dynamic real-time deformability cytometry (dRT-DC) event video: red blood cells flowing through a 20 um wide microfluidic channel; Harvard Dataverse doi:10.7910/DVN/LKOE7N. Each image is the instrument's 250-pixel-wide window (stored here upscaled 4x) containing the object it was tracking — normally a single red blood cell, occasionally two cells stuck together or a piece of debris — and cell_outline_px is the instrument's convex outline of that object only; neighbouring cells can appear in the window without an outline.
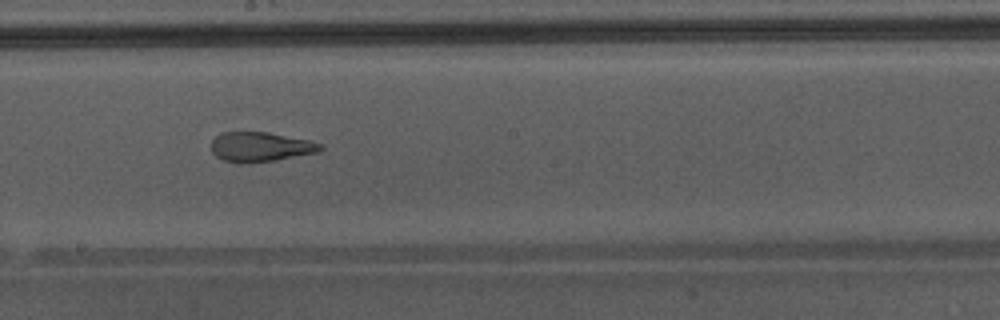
{"species": "Egyptian fruit bat (a non-hibernating species)", "species_latin": "Rousettus aegyptiacus", "temperature_condition": "warm", "stored_images_in_passage": 48, "camera_frame_rate_fps": 3000, "um_per_image_px": 0.085, "animal": {"sex": "male"}, "frame": {"image": 1, "passage_image": 28, "time_ms": 9.0, "image_size_px": [1000, 320], "cell_outline_px": [[324, 148], [320, 152], [276, 160], [248, 164], [244, 164], [224, 160], [216, 156], [212, 152], [212, 140], [216, 136], [224, 132], [268, 132], [308, 140], [320, 144]], "centroid_in_image_um": [22.14, 12.5], "position_along_channel_um": 226.1, "area_um2": 18.9}, "authors_computed_cell_mechanics": {"area_um2": 24.1315, "velocity_mm_per_s": 4.3434, "shape_relaxation_time_tau1_ms": null, "shape_relaxation_time_tau2_ms": 1.3211, "deformation_change_tau1": null, "deformation_change_tau2": 0.1042}}